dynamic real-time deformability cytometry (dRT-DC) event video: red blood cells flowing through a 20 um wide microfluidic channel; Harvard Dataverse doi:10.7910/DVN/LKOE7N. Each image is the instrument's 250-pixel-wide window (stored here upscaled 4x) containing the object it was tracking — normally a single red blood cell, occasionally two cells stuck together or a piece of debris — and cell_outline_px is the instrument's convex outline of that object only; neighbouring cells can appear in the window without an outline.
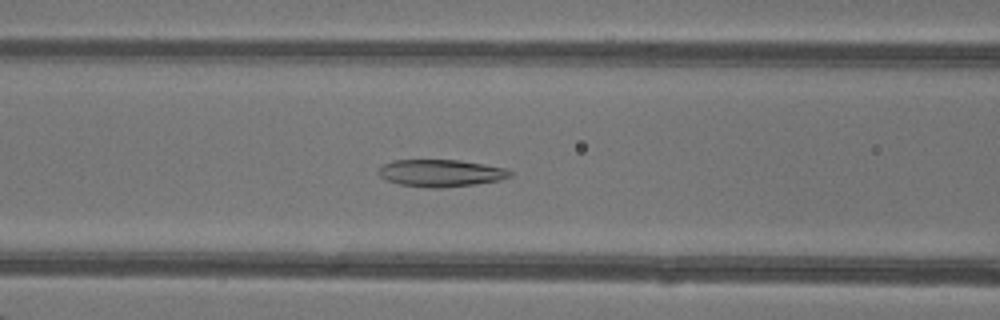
{"species": "common noctule bat (a hibernating species)", "species_latin": "Nyctalus noctula", "temperature_condition": "warm", "stored_images_in_passage": 33, "camera_frame_rate_fps": 3000, "um_per_image_px": 0.085, "animal": {"sex": "female"}, "frame": {"image": 1, "passage_image": 6, "time_ms": 1.667, "image_size_px": [1000, 320], "cell_outline_px": [[512, 176], [496, 180], [472, 184], [444, 188], [428, 188], [400, 184], [388, 180], [380, 176], [376, 172], [384, 164], [392, 160], [460, 160], [504, 168], [512, 172]], "centroid_in_image_um": [37.42, 14.71], "position_along_channel_um": 129.2, "area_um2": 20.58}}
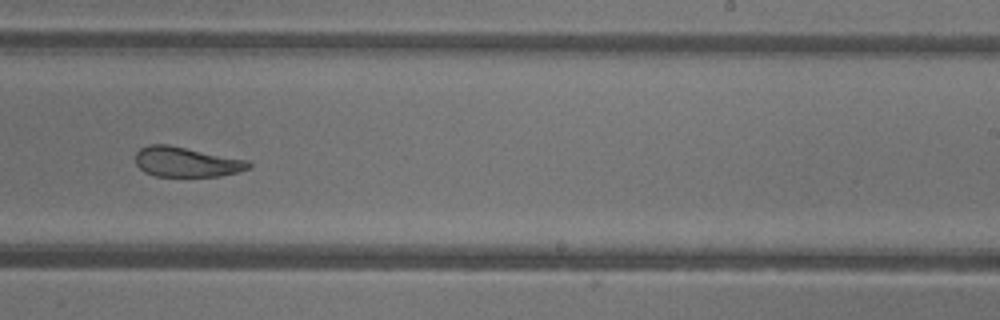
{"frame": {"image": 2, "passage_image": 16, "time_ms": 5.0, "image_size_px": [1000, 320], "cell_outline_px": [[252, 164], [248, 168], [236, 172], [220, 176], [156, 176], [144, 172], [136, 164], [136, 152], [140, 148], [148, 144], [168, 144], [248, 160]], "centroid_in_image_um": [15.81, 13.75], "position_along_channel_um": 273.2, "area_um2": 19.71}}
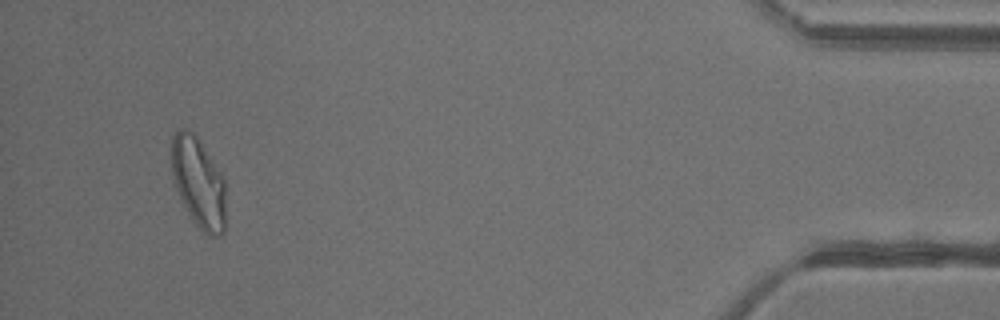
{"frame": {"image": 3, "passage_image": 31, "time_ms": 10.0, "image_size_px": [1000, 320], "cell_outline_px": [[224, 232], [220, 236], [208, 236], [188, 216], [176, 188], [172, 172], [172, 136], [180, 128], [184, 128], [192, 132], [196, 136], [224, 176]], "centroid_in_image_um": [16.87, 15.53], "position_along_channel_um": 418.3, "area_um2": 28.32}, "authors_computed_cell_mechanics": {"area_um2": 21.2704, "velocity_mm_per_s": 4.3302, "shape_relaxation_time_tau1_ms": 8.1912, "shape_relaxation_time_tau2_ms": 1.5434, "deformation_change_tau1": 0.243, "deformation_change_tau2": 0.0927}}